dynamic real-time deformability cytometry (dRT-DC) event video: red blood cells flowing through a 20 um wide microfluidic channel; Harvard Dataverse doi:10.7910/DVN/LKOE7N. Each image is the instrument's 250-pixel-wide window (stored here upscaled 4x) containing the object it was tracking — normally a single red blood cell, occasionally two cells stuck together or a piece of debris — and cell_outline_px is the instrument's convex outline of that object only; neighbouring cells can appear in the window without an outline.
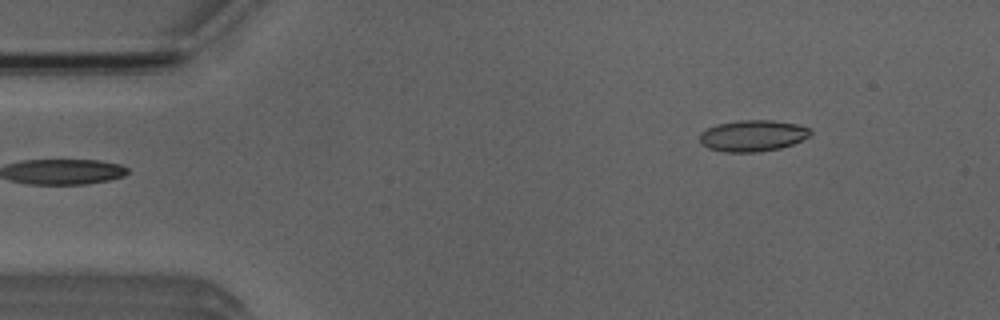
{"species": "Egyptian fruit bat (a non-hibernating species)", "species_latin": "Rousettus aegyptiacus", "temperature_condition": "room temperature", "stored_images_in_passage": 3, "camera_frame_rate_fps": 3000, "um_per_image_px": 0.085, "animal": {"sex": "male"}, "frame": {"image": 1, "passage_image": 3, "time_ms": 2.333, "image_size_px": [1000, 320], "cell_outline_px": [[812, 132], [808, 136], [792, 144], [780, 148], [760, 152], [724, 152], [708, 148], [700, 144], [700, 132], [716, 124], [736, 120], [772, 120], [796, 124], [808, 128]], "centroid_in_image_um": [63.93, 11.53], "position_along_channel_um": 21.1, "area_um2": 20.23}}